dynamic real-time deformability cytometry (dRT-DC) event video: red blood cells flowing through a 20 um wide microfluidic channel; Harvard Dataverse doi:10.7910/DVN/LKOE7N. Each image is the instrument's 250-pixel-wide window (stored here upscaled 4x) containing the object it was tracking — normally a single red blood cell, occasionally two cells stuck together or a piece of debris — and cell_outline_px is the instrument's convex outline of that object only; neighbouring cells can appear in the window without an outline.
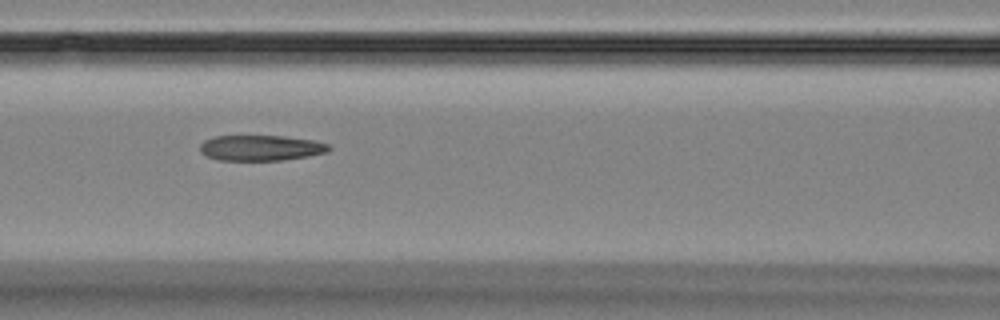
{"species": "Egyptian fruit bat (a non-hibernating species)", "species_latin": "Rousettus aegyptiacus", "temperature_condition": "room temperature", "stored_images_in_passage": 8, "camera_frame_rate_fps": 3000, "um_per_image_px": 0.085, "animal": {"sex": "female"}, "frame": {"image": 1, "passage_image": 4, "time_ms": 3.333, "image_size_px": [1000, 320], "cell_outline_px": [[332, 148], [328, 152], [308, 156], [280, 160], [220, 160], [208, 156], [200, 152], [200, 144], [204, 140], [216, 136], [284, 136], [316, 140], [328, 144]], "centroid_in_image_um": [22.2, 12.56], "position_along_channel_um": 144.4, "area_um2": 19.19}}
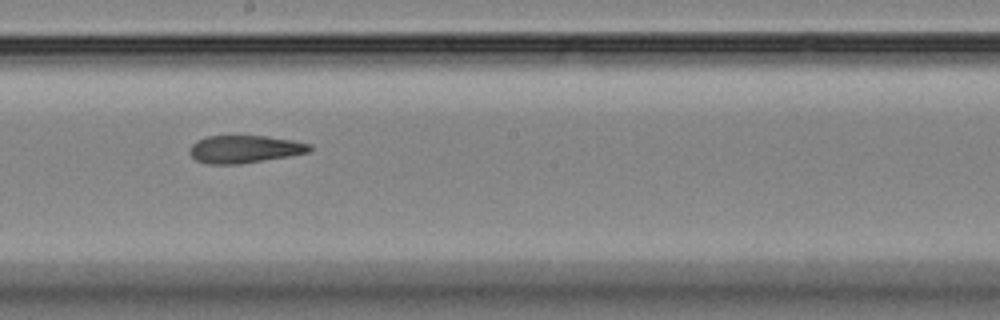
{"frame": {"image": 2, "passage_image": 6, "time_ms": 5.667, "image_size_px": [1000, 320], "cell_outline_px": [[312, 148], [308, 152], [288, 156], [240, 164], [208, 164], [196, 160], [188, 152], [188, 148], [196, 140], [208, 136], [264, 136], [292, 140], [312, 144]], "centroid_in_image_um": [20.75, 12.68], "position_along_channel_um": 227.4, "area_um2": 19.31}}
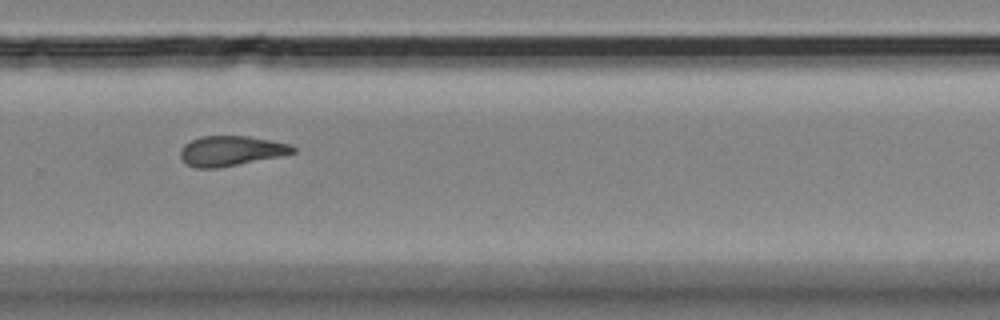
{"frame": {"image": 3, "passage_image": 8, "time_ms": 8.0, "image_size_px": [1000, 320], "cell_outline_px": [[296, 152], [280, 156], [216, 168], [196, 168], [184, 164], [180, 156], [180, 148], [184, 144], [200, 136], [248, 136], [288, 144], [296, 148]], "centroid_in_image_um": [19.57, 12.82], "position_along_channel_um": 310.2, "area_um2": 19.54}}